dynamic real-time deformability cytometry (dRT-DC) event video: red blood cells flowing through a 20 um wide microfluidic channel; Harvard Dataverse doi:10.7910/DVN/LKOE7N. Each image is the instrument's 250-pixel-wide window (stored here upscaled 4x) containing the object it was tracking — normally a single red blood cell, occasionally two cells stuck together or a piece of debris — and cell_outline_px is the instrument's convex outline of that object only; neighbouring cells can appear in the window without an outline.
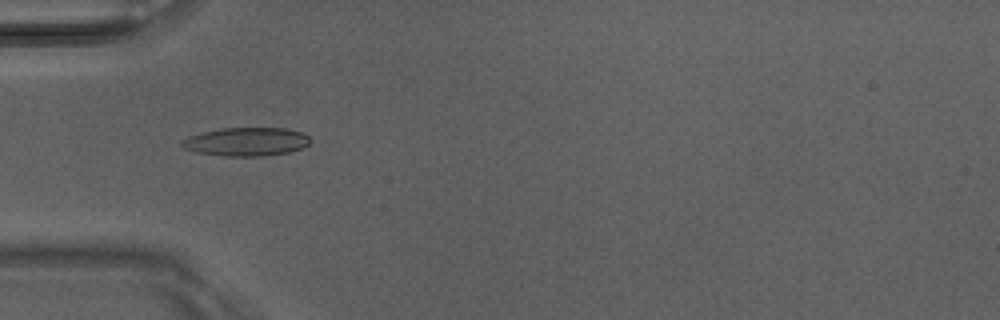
{"species": "Egyptian fruit bat (a non-hibernating species)", "species_latin": "Rousettus aegyptiacus", "temperature_condition": "room temperature", "stored_images_in_passage": 6, "camera_frame_rate_fps": 3000, "um_per_image_px": 0.085, "animal": {"sex": "male"}, "frame": {"image": 1, "passage_image": 5, "time_ms": 1.333, "image_size_px": [1000, 320], "cell_outline_px": [[312, 140], [308, 144], [300, 148], [288, 152], [264, 156], [224, 156], [196, 152], [184, 148], [180, 144], [180, 140], [188, 136], [220, 128], [284, 128], [300, 132], [308, 136]], "centroid_in_image_um": [20.9, 12.04], "position_along_channel_um": 64.1, "area_um2": 21.27}}